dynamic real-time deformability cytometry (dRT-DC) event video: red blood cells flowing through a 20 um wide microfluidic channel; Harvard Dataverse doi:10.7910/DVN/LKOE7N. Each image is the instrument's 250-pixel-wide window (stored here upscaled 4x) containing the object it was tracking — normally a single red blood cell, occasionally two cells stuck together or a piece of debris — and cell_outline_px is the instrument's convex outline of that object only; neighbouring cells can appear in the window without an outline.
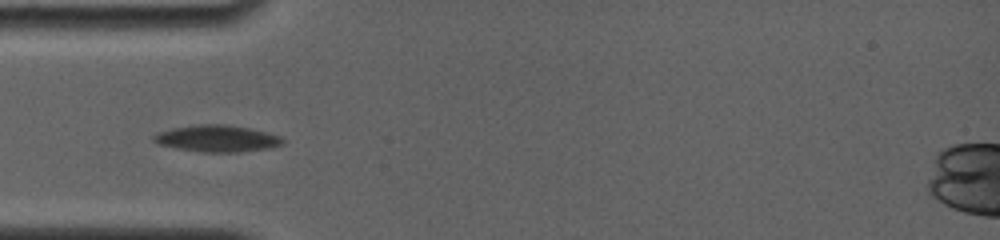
{"species": "common noctule bat (a hibernating species)", "species_latin": "Nyctalus noctula", "temperature_condition": "room temperature", "stored_images_in_passage": 1, "camera_frame_rate_fps": 4000, "um_per_image_px": 0.085, "animal": {"sex": "female", "body_mass_g": 19.0, "forearm_length_mm": 56.7}, "frame": {"image": 1, "passage_image": 1, "time_ms": 0.0, "image_size_px": [1000, 240], "cell_outline_px": [[284, 144], [272, 148], [240, 152], [200, 152], [176, 148], [156, 144], [152, 140], [152, 136], [156, 132], [172, 128], [200, 124], [228, 124], [268, 132], [280, 136], [284, 140]], "centroid_in_image_um": [18.44, 11.78], "position_along_channel_um": 66.6, "area_um2": 20.4}}